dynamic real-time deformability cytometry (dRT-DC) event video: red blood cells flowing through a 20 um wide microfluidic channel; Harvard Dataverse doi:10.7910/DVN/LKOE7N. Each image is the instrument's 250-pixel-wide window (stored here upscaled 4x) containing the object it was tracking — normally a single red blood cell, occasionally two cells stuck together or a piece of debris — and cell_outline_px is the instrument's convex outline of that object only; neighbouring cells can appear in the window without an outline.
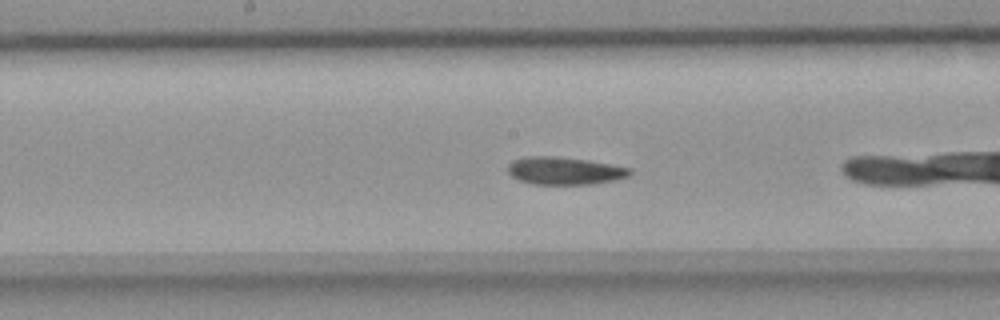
{"species": "common noctule bat (a hibernating species)", "species_latin": "Nyctalus noctula", "temperature_condition": "room temperature", "stored_images_in_passage": 37, "camera_frame_rate_fps": 3000, "um_per_image_px": 0.085, "animal": {"sex": "female", "body_mass_g": 18.4}, "frame": {"image": 1, "passage_image": 11, "time_ms": 3.333, "image_size_px": [1000, 320], "cell_outline_px": [[632, 172], [628, 176], [612, 180], [592, 184], [532, 184], [520, 180], [512, 176], [508, 172], [508, 164], [512, 160], [524, 156], [556, 156], [588, 160], [632, 168]], "centroid_in_image_um": [47.96, 14.5], "position_along_channel_um": 200.2, "area_um2": 19.65}, "authors_computed_cell_mechanics": {"area_um2": 19.5942, "velocity_mm_per_s": 3.8834, "shape_relaxation_time_tau1_ms": 8.733, "shape_relaxation_time_tau2_ms": 1.7676, "deformation_change_tau1": 0.1738, "deformation_change_tau2": 0.0497}}